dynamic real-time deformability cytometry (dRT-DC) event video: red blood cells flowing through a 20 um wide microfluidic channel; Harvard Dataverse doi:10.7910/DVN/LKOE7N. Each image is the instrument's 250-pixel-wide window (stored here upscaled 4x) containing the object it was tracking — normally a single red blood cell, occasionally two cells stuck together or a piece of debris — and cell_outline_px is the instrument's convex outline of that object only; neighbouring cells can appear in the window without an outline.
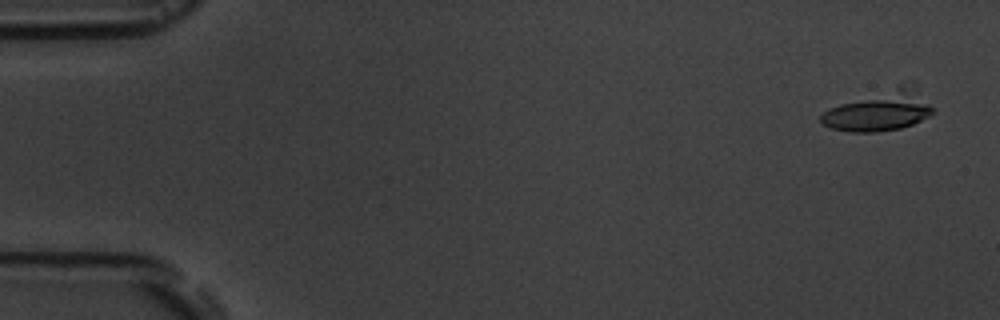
{"species": "common noctule bat (a hibernating species)", "species_latin": "Nyctalus noctula", "temperature_condition": "room temperature", "stored_images_in_passage": 8, "camera_frame_rate_fps": 3000, "um_per_image_px": 0.085, "animal": {"sex": "male", "body_mass_g": 19.5, "forearm_length_mm": 54.6}, "frame": {"image": 1, "passage_image": 1, "time_ms": 0.0, "image_size_px": [1000, 320], "cell_outline_px": [[936, 112], [912, 124], [900, 128], [876, 132], [848, 132], [832, 128], [824, 124], [820, 120], [820, 116], [828, 108], [900, 84], [904, 84], [916, 88]], "centroid_in_image_um": [74.75, 9.43], "position_along_channel_um": 10.3, "area_um2": 25.72}}
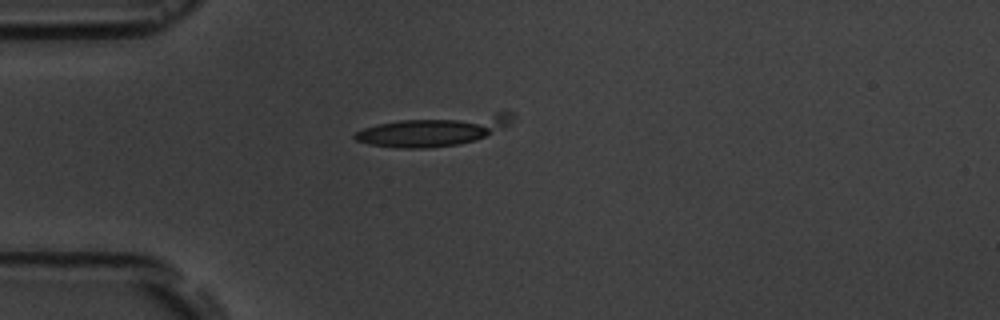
{"frame": {"image": 2, "passage_image": 5, "time_ms": 4.333, "image_size_px": [1000, 320], "cell_outline_px": [[516, 116], [508, 124], [476, 140], [460, 144], [428, 148], [396, 148], [368, 144], [356, 140], [352, 136], [356, 132], [364, 128], [376, 124], [400, 120], [496, 112], [512, 112]], "centroid_in_image_um": [36.86, 11.1], "position_along_channel_um": 48.1, "area_um2": 27.51}}